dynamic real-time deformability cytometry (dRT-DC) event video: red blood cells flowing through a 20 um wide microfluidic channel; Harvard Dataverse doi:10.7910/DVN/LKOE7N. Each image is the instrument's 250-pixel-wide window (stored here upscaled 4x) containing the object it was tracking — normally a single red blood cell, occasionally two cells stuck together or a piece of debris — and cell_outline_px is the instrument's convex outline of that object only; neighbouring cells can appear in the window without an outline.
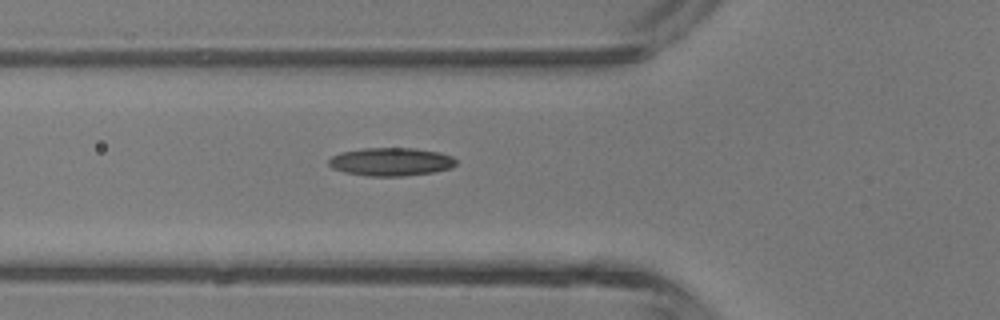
{"species": "common noctule bat (a hibernating species)", "species_latin": "Nyctalus noctula", "temperature_condition": "room temperature", "stored_images_in_passage": 5, "camera_frame_rate_fps": 3000, "um_per_image_px": 0.085, "animal": {"sex": "male", "body_mass_g": 13.3}, "frame": {"image": 1, "passage_image": 5, "time_ms": 4.667, "image_size_px": [1000, 320], "cell_outline_px": [[456, 164], [452, 168], [436, 172], [404, 176], [368, 176], [344, 172], [332, 168], [328, 164], [328, 160], [332, 156], [340, 152], [364, 148], [416, 148], [440, 152], [452, 156], [456, 160]], "centroid_in_image_um": [33.25, 13.75], "position_along_channel_um": 92.5, "area_um2": 21.15}}